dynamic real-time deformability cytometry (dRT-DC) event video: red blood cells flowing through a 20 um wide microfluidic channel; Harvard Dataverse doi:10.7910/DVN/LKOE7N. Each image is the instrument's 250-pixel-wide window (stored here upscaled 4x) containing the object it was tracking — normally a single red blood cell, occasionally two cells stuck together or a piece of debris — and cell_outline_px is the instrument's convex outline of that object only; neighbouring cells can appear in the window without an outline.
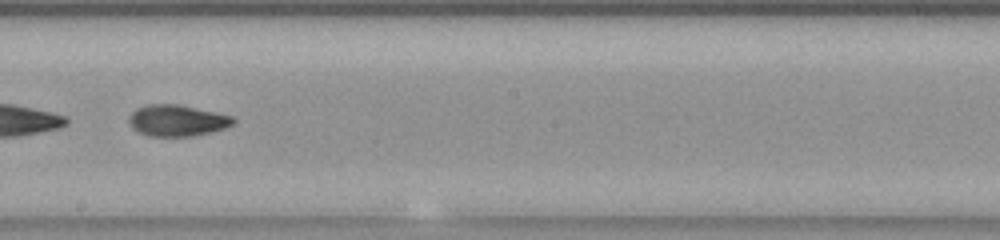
{"species": "common noctule bat (a hibernating species)", "species_latin": "Nyctalus noctula", "temperature_condition": "room temperature", "stored_images_in_passage": 41, "camera_frame_rate_fps": 3000, "um_per_image_px": 0.085, "animal": {"sex": "female", "body_mass_g": 23.0, "forearm_length_mm": 53.4}, "frame": {"image": 1, "passage_image": 18, "time_ms": 5.667, "image_size_px": [1000, 240], "cell_outline_px": [[236, 120], [232, 124], [224, 128], [192, 136], [148, 136], [132, 128], [128, 120], [128, 116], [136, 108], [148, 104], [180, 104], [216, 112], [232, 116]], "centroid_in_image_um": [15.02, 10.23], "position_along_channel_um": 233.2, "area_um2": 19.02}, "authors_computed_cell_mechanics": {"area_um2": 19.4208, "velocity_mm_per_s": 3.809, "shape_relaxation_time_tau1_ms": 4.0742, "shape_relaxation_time_tau2_ms": 3.1266, "deformation_change_tau1": 0.1799, "deformation_change_tau2": 0.0641}}